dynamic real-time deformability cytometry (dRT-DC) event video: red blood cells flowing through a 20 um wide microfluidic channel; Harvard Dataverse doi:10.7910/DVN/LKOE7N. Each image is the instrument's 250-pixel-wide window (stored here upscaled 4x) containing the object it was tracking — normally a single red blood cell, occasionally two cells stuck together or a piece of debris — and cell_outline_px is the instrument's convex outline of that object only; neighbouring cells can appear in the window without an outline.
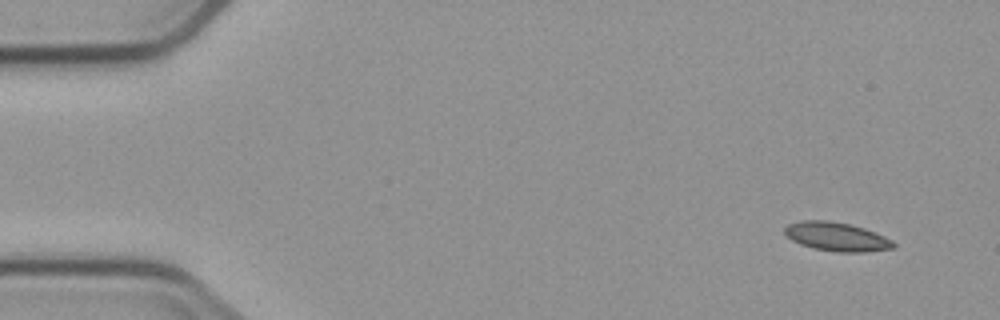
{"species": "common noctule bat (a hibernating species)", "species_latin": "Nyctalus noctula", "temperature_condition": "cold", "stored_images_in_passage": 5, "camera_frame_rate_fps": 3000, "um_per_image_px": 0.085, "animal": {"sex": "male", "body_mass_g": 23.1, "forearm_length_mm": 52.7}, "frame": {"image": 1, "passage_image": 1, "time_ms": 0.0, "image_size_px": [1000, 320], "cell_outline_px": [[896, 244], [892, 248], [864, 252], [836, 252], [816, 248], [800, 244], [792, 240], [784, 232], [784, 228], [788, 224], [800, 220], [828, 220], [848, 224], [864, 228], [876, 232], [892, 240]], "centroid_in_image_um": [71.11, 20.11], "position_along_channel_um": 13.9, "area_um2": 18.15}}